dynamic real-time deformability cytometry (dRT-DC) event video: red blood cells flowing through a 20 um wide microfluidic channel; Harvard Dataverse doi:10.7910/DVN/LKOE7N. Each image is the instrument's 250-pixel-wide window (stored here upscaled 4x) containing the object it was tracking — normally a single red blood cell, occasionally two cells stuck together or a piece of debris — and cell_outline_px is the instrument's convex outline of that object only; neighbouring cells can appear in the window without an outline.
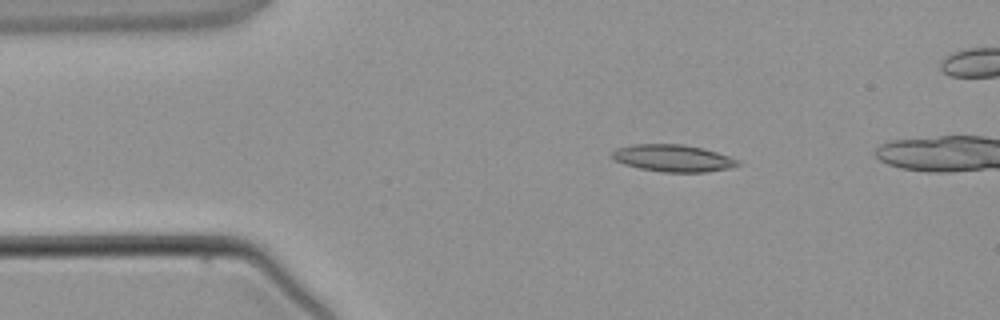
{"species": "common noctule bat (a hibernating species)", "species_latin": "Nyctalus noctula", "temperature_condition": "warm", "stored_images_in_passage": 2, "camera_frame_rate_fps": 3000, "um_per_image_px": 0.085, "animal": {"sex": "male", "body_mass_g": 21.5, "forearm_length_mm": 52.0}, "frame": {"image": 1, "passage_image": 1, "time_ms": 0.0, "image_size_px": [1000, 320], "cell_outline_px": [[740, 164], [728, 168], [704, 172], [664, 172], [640, 168], [624, 164], [616, 160], [612, 156], [612, 152], [616, 148], [632, 144], [684, 144], [704, 148], [740, 160]], "centroid_in_image_um": [57.21, 13.43], "position_along_channel_um": 27.8, "area_um2": 19.71}}